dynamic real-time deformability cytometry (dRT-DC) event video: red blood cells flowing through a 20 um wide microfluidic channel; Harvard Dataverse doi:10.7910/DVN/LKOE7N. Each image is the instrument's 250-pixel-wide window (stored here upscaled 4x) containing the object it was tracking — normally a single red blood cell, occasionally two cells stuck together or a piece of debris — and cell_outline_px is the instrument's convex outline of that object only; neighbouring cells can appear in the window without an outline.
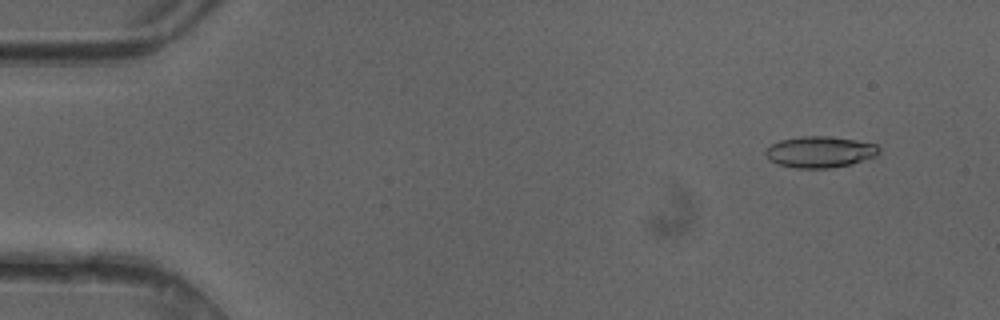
{"species": "common noctule bat (a hibernating species)", "species_latin": "Nyctalus noctula", "temperature_condition": "cold", "stored_images_in_passage": 49, "camera_frame_rate_fps": 3000, "um_per_image_px": 0.085, "animal": {"sex": "female"}, "frame": {"image": 1, "passage_image": 4, "time_ms": 1.0, "image_size_px": [1000, 320], "cell_outline_px": [[880, 152], [876, 156], [852, 164], [832, 168], [796, 168], [780, 164], [772, 160], [764, 152], [772, 144], [780, 140], [800, 136], [828, 136], [856, 140], [876, 144], [880, 148]], "centroid_in_image_um": [69.75, 12.91], "position_along_channel_um": 15.3, "area_um2": 20.58}}
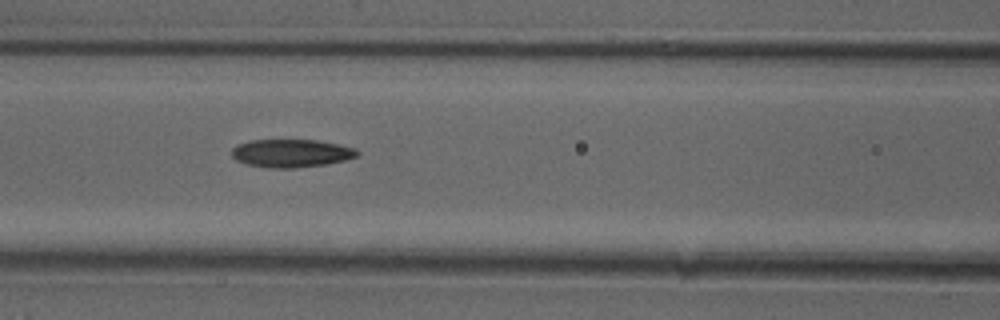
{"frame": {"image": 2, "passage_image": 21, "time_ms": 6.667, "image_size_px": [1000, 320], "cell_outline_px": [[360, 152], [356, 156], [344, 160], [324, 164], [292, 168], [268, 168], [248, 164], [236, 160], [232, 156], [232, 148], [236, 144], [248, 140], [316, 140], [340, 144], [356, 148]], "centroid_in_image_um": [24.74, 13.01], "position_along_channel_um": 141.9, "area_um2": 20.52}}
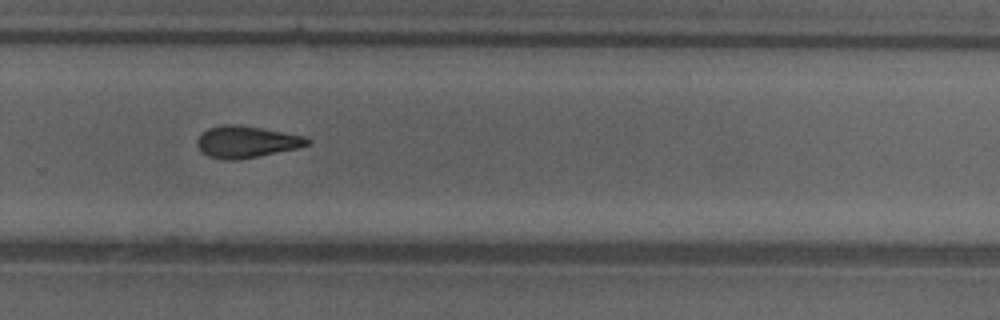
{"frame": {"image": 3, "passage_image": 33, "time_ms": 10.667, "image_size_px": [1000, 320], "cell_outline_px": [[312, 144], [296, 148], [236, 160], [224, 160], [208, 156], [196, 144], [196, 140], [208, 128], [224, 124], [236, 124], [260, 128], [304, 136], [312, 140]], "centroid_in_image_um": [20.95, 12.05], "position_along_channel_um": 308.9, "area_um2": 20.06}, "authors_computed_cell_mechanics": {"area_um2": 20.3456, "velocity_mm_per_s": 4.1846, "shape_relaxation_time_tau1_ms": 5.4726, "shape_relaxation_time_tau2_ms": 3.1531, "deformation_change_tau1": 0.1686, "deformation_change_tau2": 0.1174}}